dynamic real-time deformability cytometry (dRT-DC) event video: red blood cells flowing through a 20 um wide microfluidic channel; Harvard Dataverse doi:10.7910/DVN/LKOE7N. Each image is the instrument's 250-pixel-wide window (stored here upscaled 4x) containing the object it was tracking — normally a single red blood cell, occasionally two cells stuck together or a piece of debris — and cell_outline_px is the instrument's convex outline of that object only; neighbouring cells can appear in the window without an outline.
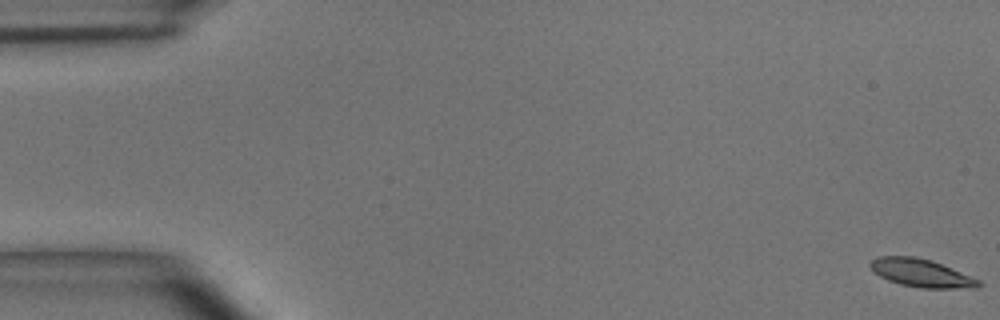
{"species": "common noctule bat (a hibernating species)", "species_latin": "Nyctalus noctula", "temperature_condition": "room temperature", "stored_images_in_passage": 5, "camera_frame_rate_fps": 3000, "um_per_image_px": 0.085, "animal": {"sex": "male", "body_mass_g": 15.6}, "frame": {"image": 1, "passage_image": 1, "time_ms": 0.0, "image_size_px": [1000, 320], "cell_outline_px": [[980, 284], [976, 288], [920, 288], [900, 284], [888, 280], [880, 276], [868, 264], [876, 256], [916, 256], [932, 260], [952, 268], [980, 280]], "centroid_in_image_um": [78.3, 23.2], "position_along_channel_um": 6.7, "area_um2": 17.63}}
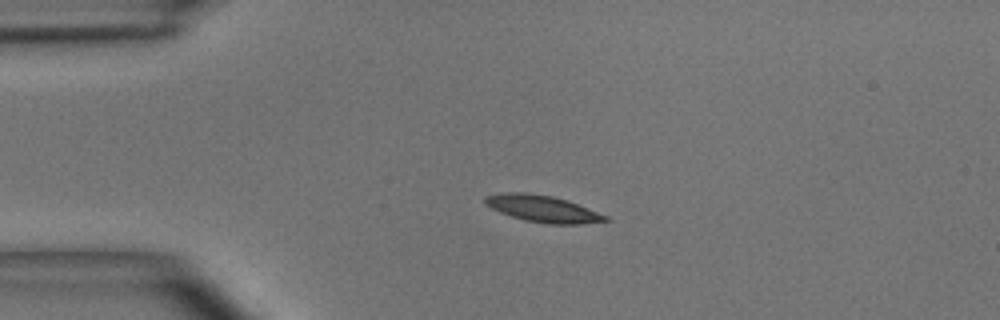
{"frame": {"image": 2, "passage_image": 4, "time_ms": 1.0, "image_size_px": [1000, 320], "cell_outline_px": [[612, 220], [580, 224], [548, 224], [524, 220], [500, 212], [484, 204], [484, 196], [504, 192], [528, 192], [552, 196], [568, 200], [608, 216]], "centroid_in_image_um": [46.13, 17.73], "position_along_channel_um": 38.9, "area_um2": 18.84}}